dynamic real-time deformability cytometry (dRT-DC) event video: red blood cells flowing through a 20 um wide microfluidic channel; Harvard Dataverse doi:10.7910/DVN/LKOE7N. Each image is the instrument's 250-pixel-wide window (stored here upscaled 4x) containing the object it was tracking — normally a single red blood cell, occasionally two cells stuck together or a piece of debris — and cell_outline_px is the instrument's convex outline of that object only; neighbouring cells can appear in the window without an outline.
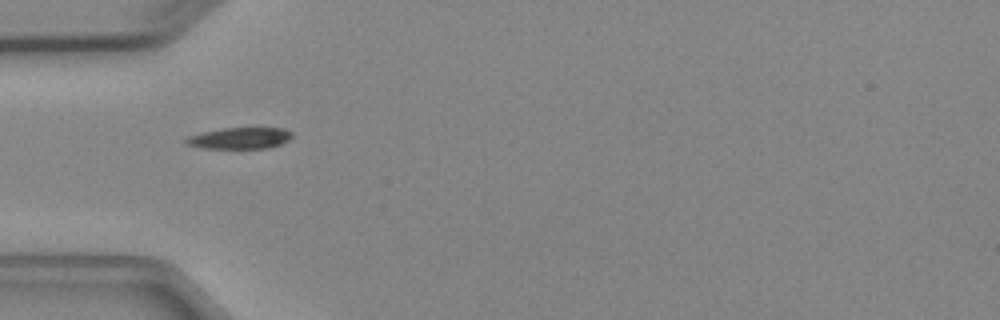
{"species": "Egyptian fruit bat (a non-hibernating species)", "species_latin": "Rousettus aegyptiacus", "temperature_condition": "cold", "stored_images_in_passage": 5, "camera_frame_rate_fps": 3000, "um_per_image_px": 0.085, "animal": {"sex": "female"}, "frame": {"image": 1, "passage_image": 3, "time_ms": 3.333, "image_size_px": [1000, 320], "cell_outline_px": [[292, 136], [288, 140], [280, 144], [268, 148], [204, 148], [184, 144], [184, 140], [188, 136], [204, 132], [224, 128], [284, 128], [292, 132]], "centroid_in_image_um": [20.38, 11.74], "position_along_channel_um": 64.6, "area_um2": 13.12}}